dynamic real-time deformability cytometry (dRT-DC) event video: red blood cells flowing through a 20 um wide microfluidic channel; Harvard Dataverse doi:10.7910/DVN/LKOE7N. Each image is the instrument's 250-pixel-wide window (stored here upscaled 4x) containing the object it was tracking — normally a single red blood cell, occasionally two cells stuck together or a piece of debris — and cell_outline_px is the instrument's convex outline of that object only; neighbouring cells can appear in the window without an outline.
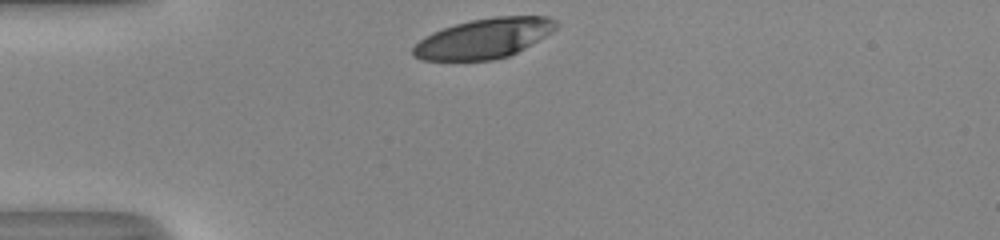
{"species": "human", "species_latin": "Homo sapiens", "temperature_condition": "room temperature", "stored_images_in_passage": 29, "camera_frame_rate_fps": 3000, "um_per_image_px": 0.085, "donor": {"sex": "male"}, "frame": {"image": 1, "passage_image": 1, "time_ms": 0.0, "image_size_px": [1000, 240], "cell_outline_px": [[560, 24], [552, 32], [524, 48], [508, 56], [492, 60], [420, 60], [412, 56], [412, 48], [424, 36], [432, 32], [456, 24], [472, 20], [496, 16], [548, 16], [556, 20]], "centroid_in_image_um": [41.13, 3.26], "position_along_channel_um": 43.9, "area_um2": 33.18}}
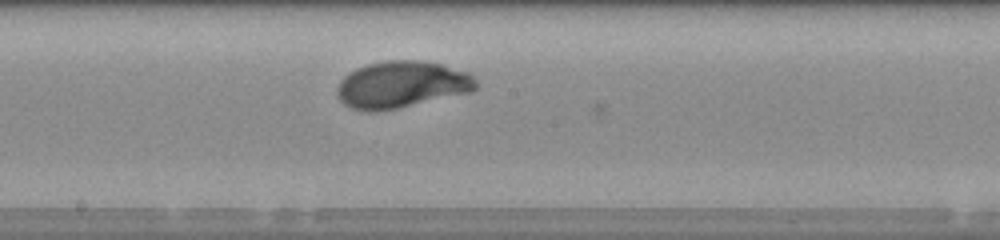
{"frame": {"image": 2, "passage_image": 16, "time_ms": 5.0, "image_size_px": [1000, 240], "cell_outline_px": [[476, 88], [472, 92], [396, 108], [376, 112], [364, 112], [352, 108], [344, 104], [340, 100], [336, 92], [336, 88], [340, 80], [344, 76], [356, 68], [368, 64], [388, 60], [424, 60], [440, 64], [468, 72], [476, 80]], "centroid_in_image_um": [34.11, 7.19], "position_along_channel_um": 214.1, "area_um2": 37.97}}
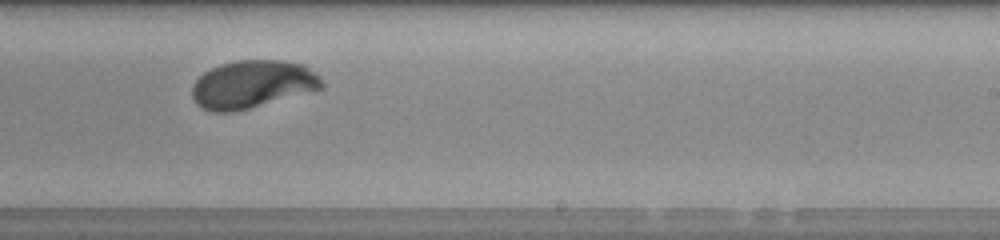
{"frame": {"image": 3, "passage_image": 20, "time_ms": 6.333, "image_size_px": [1000, 240], "cell_outline_px": [[324, 88], [248, 108], [232, 112], [212, 112], [200, 108], [196, 104], [192, 96], [192, 84], [204, 72], [220, 64], [236, 60], [284, 60], [304, 64], [316, 72], [320, 76], [324, 84]], "centroid_in_image_um": [21.46, 7.15], "position_along_channel_um": 267.5, "area_um2": 36.3}, "authors_computed_cell_mechanics": {"area_um2": 36.5874, "velocity_mm_per_s": 4.0162, "shape_relaxation_time_tau1_ms": 3.0109, "shape_relaxation_time_tau2_ms": null, "deformation_change_tau1": 0.1688, "deformation_change_tau2": null}}